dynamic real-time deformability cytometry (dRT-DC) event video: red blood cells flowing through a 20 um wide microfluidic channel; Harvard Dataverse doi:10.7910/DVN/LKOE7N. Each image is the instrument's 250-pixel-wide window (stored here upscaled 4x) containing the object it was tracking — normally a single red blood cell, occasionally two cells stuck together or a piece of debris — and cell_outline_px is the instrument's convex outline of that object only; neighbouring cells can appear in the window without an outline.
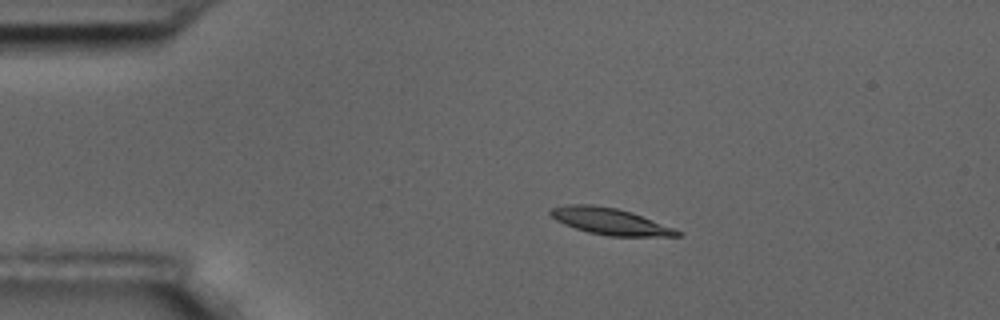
{"species": "common noctule bat (a hibernating species)", "species_latin": "Nyctalus noctula", "temperature_condition": "room temperature", "stored_images_in_passage": 6, "camera_frame_rate_fps": 3000, "um_per_image_px": 0.085, "animal": {"sex": "male", "body_mass_g": 17.5, "forearm_length_mm": 52.3}, "frame": {"image": 1, "passage_image": 4, "time_ms": 1.0, "image_size_px": [1000, 320], "cell_outline_px": [[684, 232], [680, 236], [608, 236], [588, 232], [564, 224], [556, 220], [548, 212], [552, 208], [568, 204], [592, 204], [616, 208], [632, 212]], "centroid_in_image_um": [51.86, 18.81], "position_along_channel_um": 33.1, "area_um2": 19.54}}